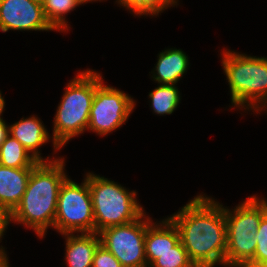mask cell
<instances>
[{
  "mask_svg": "<svg viewBox=\"0 0 267 267\" xmlns=\"http://www.w3.org/2000/svg\"><path fill=\"white\" fill-rule=\"evenodd\" d=\"M84 3L83 0H45L42 5L46 20L56 32L67 33L71 28L66 18L67 13Z\"/></svg>",
  "mask_w": 267,
  "mask_h": 267,
  "instance_id": "19",
  "label": "cell"
},
{
  "mask_svg": "<svg viewBox=\"0 0 267 267\" xmlns=\"http://www.w3.org/2000/svg\"><path fill=\"white\" fill-rule=\"evenodd\" d=\"M0 267H10V264H5L4 266H0Z\"/></svg>",
  "mask_w": 267,
  "mask_h": 267,
  "instance_id": "30",
  "label": "cell"
},
{
  "mask_svg": "<svg viewBox=\"0 0 267 267\" xmlns=\"http://www.w3.org/2000/svg\"><path fill=\"white\" fill-rule=\"evenodd\" d=\"M10 224V214L5 210V208L0 204V238H4V233L8 229Z\"/></svg>",
  "mask_w": 267,
  "mask_h": 267,
  "instance_id": "24",
  "label": "cell"
},
{
  "mask_svg": "<svg viewBox=\"0 0 267 267\" xmlns=\"http://www.w3.org/2000/svg\"><path fill=\"white\" fill-rule=\"evenodd\" d=\"M84 2H85V4H87L88 2L90 3V2H98V1H104V0H83ZM105 1H107V0H105Z\"/></svg>",
  "mask_w": 267,
  "mask_h": 267,
  "instance_id": "28",
  "label": "cell"
},
{
  "mask_svg": "<svg viewBox=\"0 0 267 267\" xmlns=\"http://www.w3.org/2000/svg\"><path fill=\"white\" fill-rule=\"evenodd\" d=\"M136 106L133 97L102 81L91 104L87 131L104 137L124 125Z\"/></svg>",
  "mask_w": 267,
  "mask_h": 267,
  "instance_id": "7",
  "label": "cell"
},
{
  "mask_svg": "<svg viewBox=\"0 0 267 267\" xmlns=\"http://www.w3.org/2000/svg\"><path fill=\"white\" fill-rule=\"evenodd\" d=\"M233 208L224 206L226 231L256 233L262 216L267 212V199L253 194Z\"/></svg>",
  "mask_w": 267,
  "mask_h": 267,
  "instance_id": "11",
  "label": "cell"
},
{
  "mask_svg": "<svg viewBox=\"0 0 267 267\" xmlns=\"http://www.w3.org/2000/svg\"><path fill=\"white\" fill-rule=\"evenodd\" d=\"M76 74L66 84L54 115L51 140L53 154L61 150L69 140L87 131L96 87L104 80L100 72L89 68Z\"/></svg>",
  "mask_w": 267,
  "mask_h": 267,
  "instance_id": "3",
  "label": "cell"
},
{
  "mask_svg": "<svg viewBox=\"0 0 267 267\" xmlns=\"http://www.w3.org/2000/svg\"><path fill=\"white\" fill-rule=\"evenodd\" d=\"M56 31L46 20L43 5L32 0H0V31Z\"/></svg>",
  "mask_w": 267,
  "mask_h": 267,
  "instance_id": "9",
  "label": "cell"
},
{
  "mask_svg": "<svg viewBox=\"0 0 267 267\" xmlns=\"http://www.w3.org/2000/svg\"><path fill=\"white\" fill-rule=\"evenodd\" d=\"M91 192L95 233L103 229L130 223L139 219L145 210L137 199L136 190L127 189L94 172H88Z\"/></svg>",
  "mask_w": 267,
  "mask_h": 267,
  "instance_id": "5",
  "label": "cell"
},
{
  "mask_svg": "<svg viewBox=\"0 0 267 267\" xmlns=\"http://www.w3.org/2000/svg\"><path fill=\"white\" fill-rule=\"evenodd\" d=\"M32 1L38 2L40 4H43L45 0H32Z\"/></svg>",
  "mask_w": 267,
  "mask_h": 267,
  "instance_id": "29",
  "label": "cell"
},
{
  "mask_svg": "<svg viewBox=\"0 0 267 267\" xmlns=\"http://www.w3.org/2000/svg\"><path fill=\"white\" fill-rule=\"evenodd\" d=\"M84 177L81 184L68 177L60 187L53 228L60 234L95 232L88 173Z\"/></svg>",
  "mask_w": 267,
  "mask_h": 267,
  "instance_id": "6",
  "label": "cell"
},
{
  "mask_svg": "<svg viewBox=\"0 0 267 267\" xmlns=\"http://www.w3.org/2000/svg\"><path fill=\"white\" fill-rule=\"evenodd\" d=\"M151 220L145 212L139 219L130 223L107 227L98 233L100 244L109 250L123 267H148L144 246L146 227Z\"/></svg>",
  "mask_w": 267,
  "mask_h": 267,
  "instance_id": "8",
  "label": "cell"
},
{
  "mask_svg": "<svg viewBox=\"0 0 267 267\" xmlns=\"http://www.w3.org/2000/svg\"><path fill=\"white\" fill-rule=\"evenodd\" d=\"M118 6H123L131 14L140 16H159V13L169 7L178 6L179 0H116Z\"/></svg>",
  "mask_w": 267,
  "mask_h": 267,
  "instance_id": "20",
  "label": "cell"
},
{
  "mask_svg": "<svg viewBox=\"0 0 267 267\" xmlns=\"http://www.w3.org/2000/svg\"><path fill=\"white\" fill-rule=\"evenodd\" d=\"M64 157L50 162H38L31 171L20 203L10 213V223L30 228L39 239L54 228L59 190L69 177Z\"/></svg>",
  "mask_w": 267,
  "mask_h": 267,
  "instance_id": "2",
  "label": "cell"
},
{
  "mask_svg": "<svg viewBox=\"0 0 267 267\" xmlns=\"http://www.w3.org/2000/svg\"><path fill=\"white\" fill-rule=\"evenodd\" d=\"M221 53V64L229 85L233 108L267 114V57L251 56L229 49Z\"/></svg>",
  "mask_w": 267,
  "mask_h": 267,
  "instance_id": "4",
  "label": "cell"
},
{
  "mask_svg": "<svg viewBox=\"0 0 267 267\" xmlns=\"http://www.w3.org/2000/svg\"><path fill=\"white\" fill-rule=\"evenodd\" d=\"M180 242L178 228L167 216L162 221L151 220L146 227L145 257L149 267L160 254L169 251Z\"/></svg>",
  "mask_w": 267,
  "mask_h": 267,
  "instance_id": "12",
  "label": "cell"
},
{
  "mask_svg": "<svg viewBox=\"0 0 267 267\" xmlns=\"http://www.w3.org/2000/svg\"><path fill=\"white\" fill-rule=\"evenodd\" d=\"M223 203L202 193L168 216L195 267H225L227 249Z\"/></svg>",
  "mask_w": 267,
  "mask_h": 267,
  "instance_id": "1",
  "label": "cell"
},
{
  "mask_svg": "<svg viewBox=\"0 0 267 267\" xmlns=\"http://www.w3.org/2000/svg\"><path fill=\"white\" fill-rule=\"evenodd\" d=\"M37 163L38 161L11 135H8L0 146V165L2 166L33 168Z\"/></svg>",
  "mask_w": 267,
  "mask_h": 267,
  "instance_id": "18",
  "label": "cell"
},
{
  "mask_svg": "<svg viewBox=\"0 0 267 267\" xmlns=\"http://www.w3.org/2000/svg\"><path fill=\"white\" fill-rule=\"evenodd\" d=\"M255 238L254 257L244 267H267V212L262 216Z\"/></svg>",
  "mask_w": 267,
  "mask_h": 267,
  "instance_id": "22",
  "label": "cell"
},
{
  "mask_svg": "<svg viewBox=\"0 0 267 267\" xmlns=\"http://www.w3.org/2000/svg\"><path fill=\"white\" fill-rule=\"evenodd\" d=\"M255 236L253 232L226 231L225 267H244L254 257L257 247Z\"/></svg>",
  "mask_w": 267,
  "mask_h": 267,
  "instance_id": "16",
  "label": "cell"
},
{
  "mask_svg": "<svg viewBox=\"0 0 267 267\" xmlns=\"http://www.w3.org/2000/svg\"><path fill=\"white\" fill-rule=\"evenodd\" d=\"M5 99L4 96H2L1 90H0V118H3V112L5 110Z\"/></svg>",
  "mask_w": 267,
  "mask_h": 267,
  "instance_id": "27",
  "label": "cell"
},
{
  "mask_svg": "<svg viewBox=\"0 0 267 267\" xmlns=\"http://www.w3.org/2000/svg\"><path fill=\"white\" fill-rule=\"evenodd\" d=\"M2 242V239L0 238V243ZM7 252L5 250V247L2 245L0 246V266H4L5 264H9V260L7 257Z\"/></svg>",
  "mask_w": 267,
  "mask_h": 267,
  "instance_id": "26",
  "label": "cell"
},
{
  "mask_svg": "<svg viewBox=\"0 0 267 267\" xmlns=\"http://www.w3.org/2000/svg\"><path fill=\"white\" fill-rule=\"evenodd\" d=\"M9 135L21 143L28 153L38 162H50L58 159L56 156L42 157L40 148L50 142L52 138L45 128L43 121L36 115L23 117L19 121L9 125Z\"/></svg>",
  "mask_w": 267,
  "mask_h": 267,
  "instance_id": "10",
  "label": "cell"
},
{
  "mask_svg": "<svg viewBox=\"0 0 267 267\" xmlns=\"http://www.w3.org/2000/svg\"><path fill=\"white\" fill-rule=\"evenodd\" d=\"M9 135V125L5 122L3 118H0V146L6 140Z\"/></svg>",
  "mask_w": 267,
  "mask_h": 267,
  "instance_id": "25",
  "label": "cell"
},
{
  "mask_svg": "<svg viewBox=\"0 0 267 267\" xmlns=\"http://www.w3.org/2000/svg\"><path fill=\"white\" fill-rule=\"evenodd\" d=\"M149 267H195L180 241L169 251L160 254Z\"/></svg>",
  "mask_w": 267,
  "mask_h": 267,
  "instance_id": "21",
  "label": "cell"
},
{
  "mask_svg": "<svg viewBox=\"0 0 267 267\" xmlns=\"http://www.w3.org/2000/svg\"><path fill=\"white\" fill-rule=\"evenodd\" d=\"M32 170L0 165V204L9 214L20 203Z\"/></svg>",
  "mask_w": 267,
  "mask_h": 267,
  "instance_id": "15",
  "label": "cell"
},
{
  "mask_svg": "<svg viewBox=\"0 0 267 267\" xmlns=\"http://www.w3.org/2000/svg\"><path fill=\"white\" fill-rule=\"evenodd\" d=\"M189 65L188 55L182 49L166 48L158 54L157 63L149 73L155 83L177 85Z\"/></svg>",
  "mask_w": 267,
  "mask_h": 267,
  "instance_id": "13",
  "label": "cell"
},
{
  "mask_svg": "<svg viewBox=\"0 0 267 267\" xmlns=\"http://www.w3.org/2000/svg\"><path fill=\"white\" fill-rule=\"evenodd\" d=\"M179 88L174 84H158L148 96L150 108L156 115H170L181 103Z\"/></svg>",
  "mask_w": 267,
  "mask_h": 267,
  "instance_id": "17",
  "label": "cell"
},
{
  "mask_svg": "<svg viewBox=\"0 0 267 267\" xmlns=\"http://www.w3.org/2000/svg\"><path fill=\"white\" fill-rule=\"evenodd\" d=\"M92 267H123L119 260L103 245L99 244L93 256Z\"/></svg>",
  "mask_w": 267,
  "mask_h": 267,
  "instance_id": "23",
  "label": "cell"
},
{
  "mask_svg": "<svg viewBox=\"0 0 267 267\" xmlns=\"http://www.w3.org/2000/svg\"><path fill=\"white\" fill-rule=\"evenodd\" d=\"M67 267H92L93 256L100 244L98 233H64Z\"/></svg>",
  "mask_w": 267,
  "mask_h": 267,
  "instance_id": "14",
  "label": "cell"
}]
</instances>
